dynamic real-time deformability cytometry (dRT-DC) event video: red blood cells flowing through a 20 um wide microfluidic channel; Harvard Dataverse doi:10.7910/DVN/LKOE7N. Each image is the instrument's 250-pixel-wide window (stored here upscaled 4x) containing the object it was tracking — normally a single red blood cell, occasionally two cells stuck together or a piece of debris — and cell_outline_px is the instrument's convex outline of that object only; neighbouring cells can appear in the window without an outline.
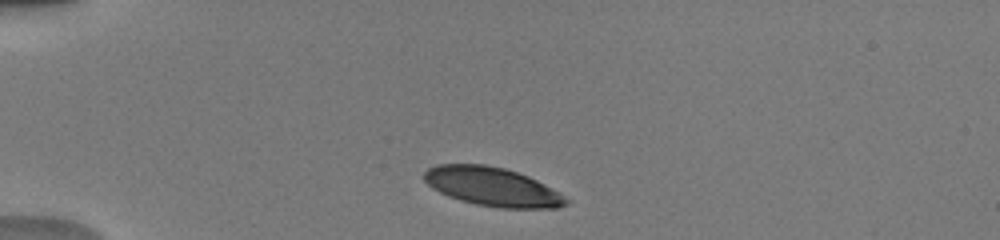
{"species": "human", "species_latin": "Homo sapiens", "temperature_condition": "warm", "stored_images_in_passage": 2, "camera_frame_rate_fps": 3000, "um_per_image_px": 0.085, "donor": {"sex": "male"}, "frame": {"image": 1, "passage_image": 1, "time_ms": 0.0, "image_size_px": [1000, 240], "cell_outline_px": [[572, 200], [568, 204], [556, 208], [500, 208], [476, 204], [460, 200], [440, 192], [432, 188], [424, 180], [424, 172], [428, 168], [436, 164], [484, 164], [504, 168], [528, 176], [560, 192]], "centroid_in_image_um": [41.88, 15.87], "position_along_channel_um": 43.1, "area_um2": 32.14}}